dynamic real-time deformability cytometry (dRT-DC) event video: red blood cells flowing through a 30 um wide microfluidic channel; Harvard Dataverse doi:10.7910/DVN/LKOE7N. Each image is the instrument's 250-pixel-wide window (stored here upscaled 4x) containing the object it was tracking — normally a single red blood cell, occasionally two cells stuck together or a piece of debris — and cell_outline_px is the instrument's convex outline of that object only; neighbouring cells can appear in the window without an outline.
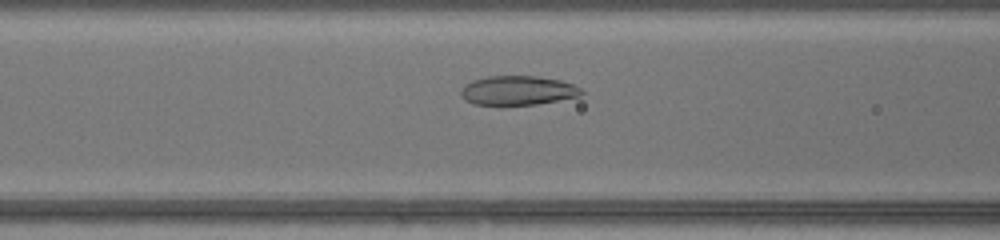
{"species": "common noctule bat (a hibernating species)", "species_latin": "Nyctalus noctula", "temperature_condition": "warm", "stored_images_in_passage": 35, "camera_frame_rate_fps": 3000, "um_per_image_px": 0.085, "animal": {"sex": "female", "body_mass_g": 17.0, "forearm_length_mm": 48.0}, "frame": {"image": 1, "passage_image": 7, "time_ms": 2.0, "image_size_px": [1000, 240], "cell_outline_px": [[584, 92], [580, 96], [536, 104], [472, 104], [460, 92], [464, 84], [472, 80], [488, 76], [536, 76], [560, 80], [572, 84], [580, 88]], "centroid_in_image_um": [44.03, 7.67], "position_along_channel_um": 122.6, "area_um2": 20.23}}
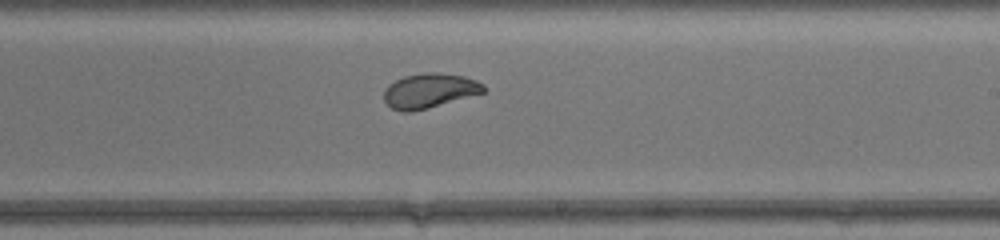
{"frame": {"image": 2, "passage_image": 16, "time_ms": 5.0, "image_size_px": [1000, 240], "cell_outline_px": [[488, 88], [484, 92], [428, 108], [412, 112], [404, 112], [392, 108], [384, 100], [384, 92], [388, 84], [404, 76], [424, 72], [436, 72], [464, 76], [476, 80], [484, 84]], "centroid_in_image_um": [36.51, 7.7], "position_along_channel_um": 252.5, "area_um2": 20.11}}
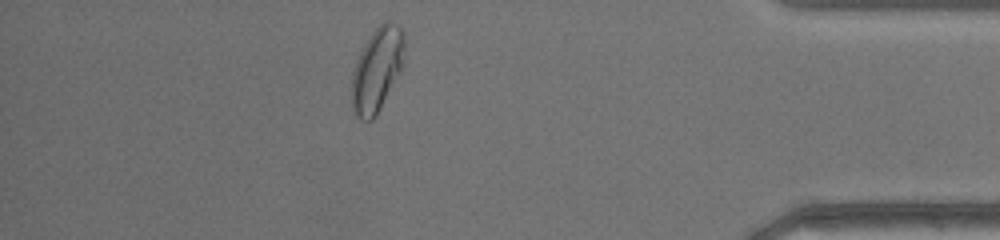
{"frame": {"image": 3, "passage_image": 29, "time_ms": 9.333, "image_size_px": [1000, 240], "cell_outline_px": [[404, 64], [400, 72], [376, 116], [372, 120], [360, 120], [356, 116], [352, 108], [352, 72], [356, 60], [364, 44], [372, 32], [384, 20], [388, 20], [400, 24], [404, 32]], "centroid_in_image_um": [32.06, 5.88], "position_along_channel_um": 403.1, "area_um2": 26.07}, "authors_computed_cell_mechanics": {"area_um2": 20.6924, "velocity_mm_per_s": 4.3358, "shape_relaxation_time_tau1_ms": 6.6006, "shape_relaxation_time_tau2_ms": null, "deformation_change_tau1": 0.2167, "deformation_change_tau2": null}}